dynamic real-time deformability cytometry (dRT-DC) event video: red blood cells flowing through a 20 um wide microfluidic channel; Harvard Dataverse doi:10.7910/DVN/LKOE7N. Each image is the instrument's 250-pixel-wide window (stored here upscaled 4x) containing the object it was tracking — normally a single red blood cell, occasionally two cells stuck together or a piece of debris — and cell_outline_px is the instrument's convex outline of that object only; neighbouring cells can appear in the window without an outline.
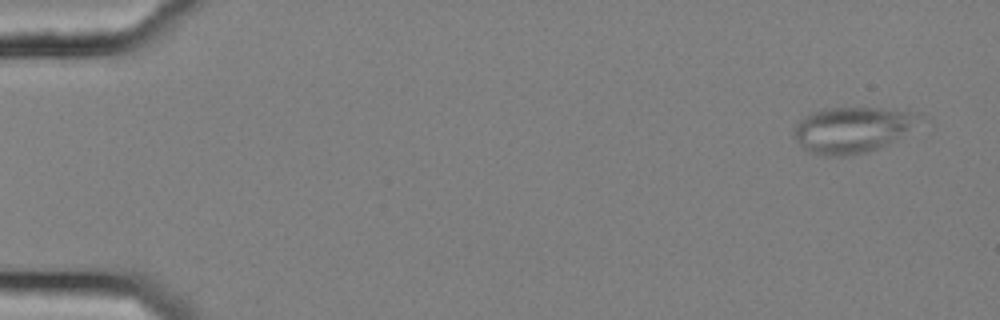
{"species": "common noctule bat (a hibernating species)", "species_latin": "Nyctalus noctula", "temperature_condition": "cold", "stored_images_in_passage": 56, "camera_frame_rate_fps": 3000, "um_per_image_px": 0.085, "animal": {"sex": "female", "body_mass_g": 25.1}, "frame": {"image": 1, "passage_image": 3, "time_ms": 0.667, "image_size_px": [1000, 320], "cell_outline_px": [[912, 112], [908, 128], [884, 144], [876, 148], [864, 152], [844, 156], [824, 156], [808, 152], [792, 136], [792, 132], [796, 124], [804, 116], [812, 112], [824, 108], [880, 108]], "centroid_in_image_um": [72.17, 11.04], "position_along_channel_um": 12.8, "area_um2": 31.85}}
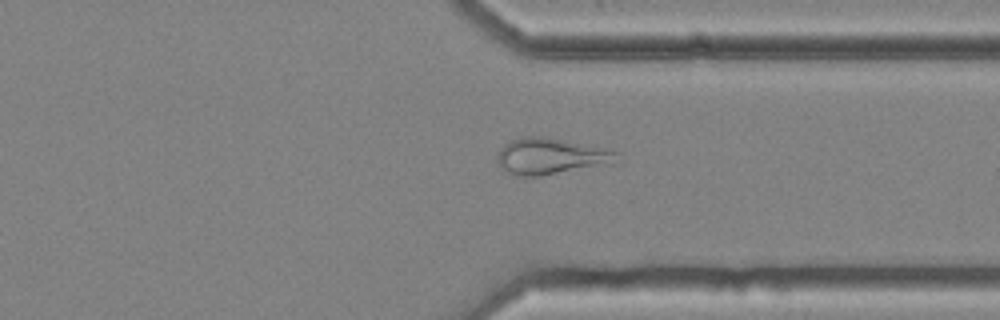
{"frame": {"image": 2, "passage_image": 43, "time_ms": 14.0, "image_size_px": [1000, 320], "cell_outline_px": [[616, 152], [612, 164], [540, 176], [516, 176], [500, 168], [496, 160], [496, 156], [500, 148], [504, 144], [520, 136], [540, 136], [608, 148]], "centroid_in_image_um": [46.74, 13.28], "position_along_channel_um": 364.7, "area_um2": 25.26}}
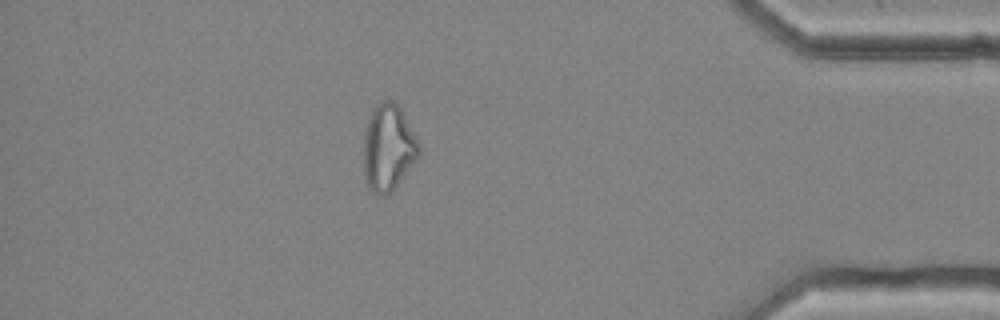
{"frame": {"image": 3, "passage_image": 49, "time_ms": 16.0, "image_size_px": [1000, 320], "cell_outline_px": [[420, 156], [388, 196], [376, 196], [372, 192], [364, 180], [364, 132], [368, 116], [372, 108], [380, 100], [392, 100], [400, 108], [420, 144]], "centroid_in_image_um": [32.98, 12.57], "position_along_channel_um": 402.2, "area_um2": 28.32}, "authors_computed_cell_mechanics": {"area_um2": 28.0908, "velocity_mm_per_s": 3.672, "shape_relaxation_time_tau1_ms": null, "shape_relaxation_time_tau2_ms": 2.875, "deformation_change_tau1": null, "deformation_change_tau2": 0.1089}}